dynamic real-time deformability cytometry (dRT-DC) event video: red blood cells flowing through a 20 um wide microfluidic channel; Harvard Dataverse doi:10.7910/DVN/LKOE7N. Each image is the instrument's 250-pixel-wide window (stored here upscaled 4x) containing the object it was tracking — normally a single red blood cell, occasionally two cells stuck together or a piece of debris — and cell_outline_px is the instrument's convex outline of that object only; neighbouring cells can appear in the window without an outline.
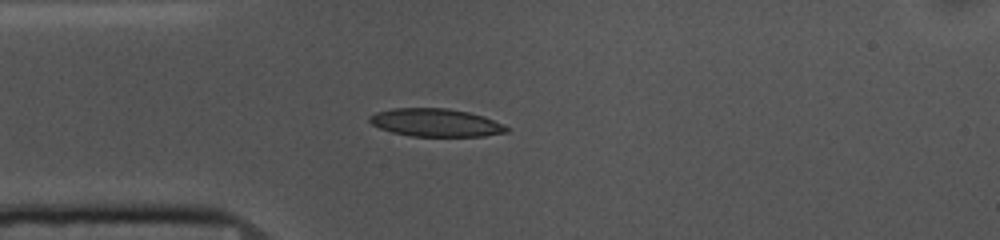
{"species": "common noctule bat (a hibernating species)", "species_latin": "Nyctalus noctula", "temperature_condition": "cold", "stored_images_in_passage": 41, "camera_frame_rate_fps": 3000, "um_per_image_px": 0.085, "animal": {"sex": "female", "body_mass_g": 10.0, "forearm_length_mm": 53.1}, "frame": {"image": 1, "passage_image": 1, "time_ms": 0.0, "image_size_px": [1000, 240], "cell_outline_px": [[508, 132], [484, 136], [412, 136], [392, 132], [380, 128], [372, 124], [368, 120], [368, 116], [376, 112], [392, 108], [448, 108], [468, 112], [484, 116], [504, 124], [508, 128]], "centroid_in_image_um": [37.04, 10.42], "position_along_channel_um": 48.0, "area_um2": 22.37}}
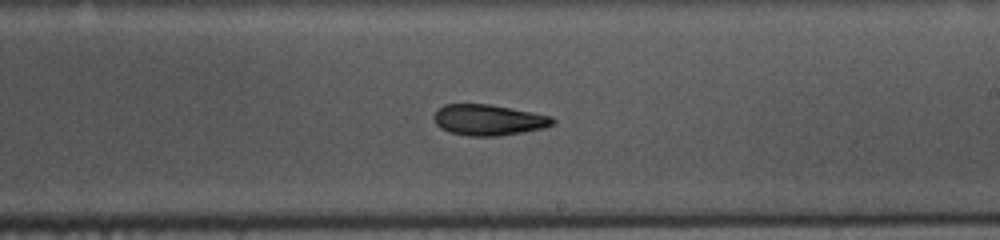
{"frame": {"image": 2, "passage_image": 18, "time_ms": 5.667, "image_size_px": [1000, 240], "cell_outline_px": [[556, 120], [552, 124], [544, 128], [524, 132], [496, 136], [468, 136], [448, 132], [440, 128], [436, 124], [432, 116], [444, 104], [488, 104], [532, 112], [552, 116]], "centroid_in_image_um": [41.51, 10.2], "position_along_channel_um": 247.5, "area_um2": 21.39}}
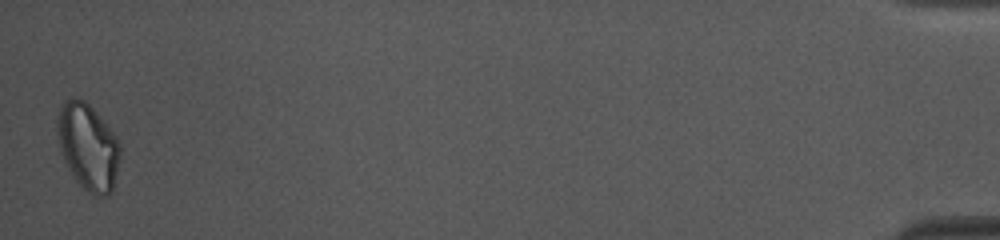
{"frame": {"image": 3, "passage_image": 41, "time_ms": 13.333, "image_size_px": [1000, 240], "cell_outline_px": [[120, 156], [112, 192], [108, 196], [96, 196], [88, 192], [76, 180], [68, 168], [60, 152], [56, 132], [56, 116], [60, 104], [64, 100], [72, 96], [84, 100], [96, 112], [116, 136], [120, 144]], "centroid_in_image_um": [7.45, 12.44], "position_along_channel_um": 427.8, "area_um2": 31.96}, "authors_computed_cell_mechanics": {"area_um2": 22.253, "velocity_mm_per_s": 3.6441, "shape_relaxation_time_tau1_ms": 4.722, "shape_relaxation_time_tau2_ms": 6.4381, "deformation_change_tau1": 0.1236, "deformation_change_tau2": 0.1342}}